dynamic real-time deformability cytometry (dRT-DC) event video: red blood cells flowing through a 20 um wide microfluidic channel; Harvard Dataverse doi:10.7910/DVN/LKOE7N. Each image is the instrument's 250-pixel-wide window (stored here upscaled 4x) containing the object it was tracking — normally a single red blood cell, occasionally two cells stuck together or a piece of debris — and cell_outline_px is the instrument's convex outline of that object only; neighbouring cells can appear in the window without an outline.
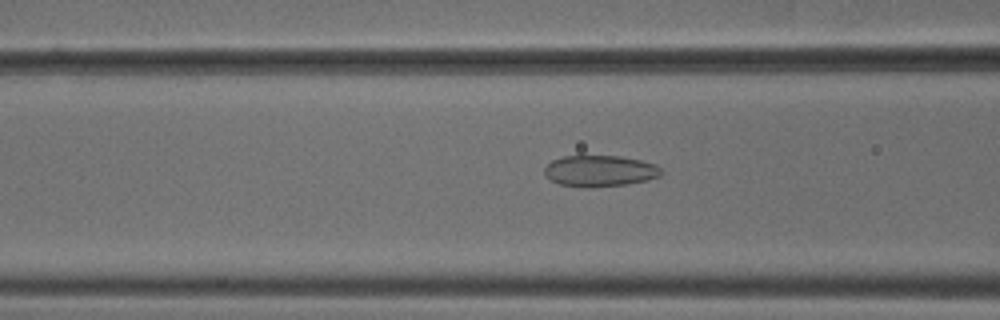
{"species": "common noctule bat (a hibernating species)", "species_latin": "Nyctalus noctula", "temperature_condition": "cold", "stored_images_in_passage": 53, "camera_frame_rate_fps": 3000, "um_per_image_px": 0.085, "animal": {"sex": "male", "body_mass_g": 18.8}, "frame": {"image": 1, "passage_image": 21, "time_ms": 6.667, "image_size_px": [1000, 320], "cell_outline_px": [[664, 172], [660, 176], [648, 180], [628, 184], [592, 188], [584, 188], [560, 184], [552, 180], [544, 172], [544, 168], [552, 160], [564, 156], [620, 156], [640, 160], [656, 164]], "centroid_in_image_um": [51.02, 14.54], "position_along_channel_um": 115.6, "area_um2": 21.39}}
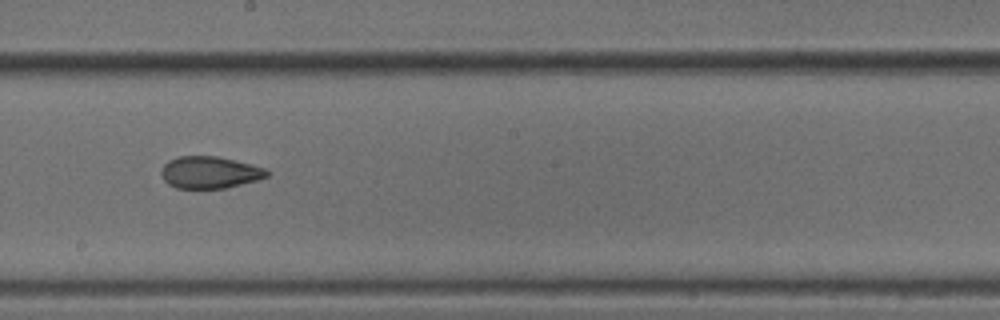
{"frame": {"image": 2, "passage_image": 30, "time_ms": 9.667, "image_size_px": [1000, 320], "cell_outline_px": [[268, 176], [256, 180], [224, 188], [176, 188], [168, 184], [164, 180], [160, 172], [164, 164], [168, 160], [180, 156], [216, 156], [252, 164], [264, 168], [268, 172]], "centroid_in_image_um": [17.79, 14.65], "position_along_channel_um": 230.4, "area_um2": 19.54}}
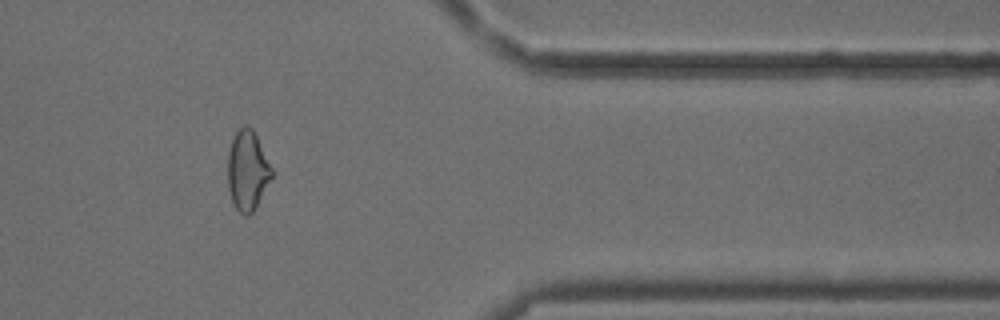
{"frame": {"image": 3, "passage_image": 44, "time_ms": 14.333, "image_size_px": [1000, 320], "cell_outline_px": [[272, 176], [252, 212], [248, 216], [244, 216], [236, 208], [232, 200], [228, 188], [228, 152], [232, 140], [236, 132], [244, 124], [248, 124], [252, 128], [272, 168]], "centroid_in_image_um": [21.01, 14.47], "position_along_channel_um": 390.4, "area_um2": 20.06}, "authors_computed_cell_mechanics": {"area_um2": 21.1548, "velocity_mm_per_s": 3.8106, "shape_relaxation_time_tau1_ms": null, "shape_relaxation_time_tau2_ms": 1.8495, "deformation_change_tau1": null, "deformation_change_tau2": 0.0869}}